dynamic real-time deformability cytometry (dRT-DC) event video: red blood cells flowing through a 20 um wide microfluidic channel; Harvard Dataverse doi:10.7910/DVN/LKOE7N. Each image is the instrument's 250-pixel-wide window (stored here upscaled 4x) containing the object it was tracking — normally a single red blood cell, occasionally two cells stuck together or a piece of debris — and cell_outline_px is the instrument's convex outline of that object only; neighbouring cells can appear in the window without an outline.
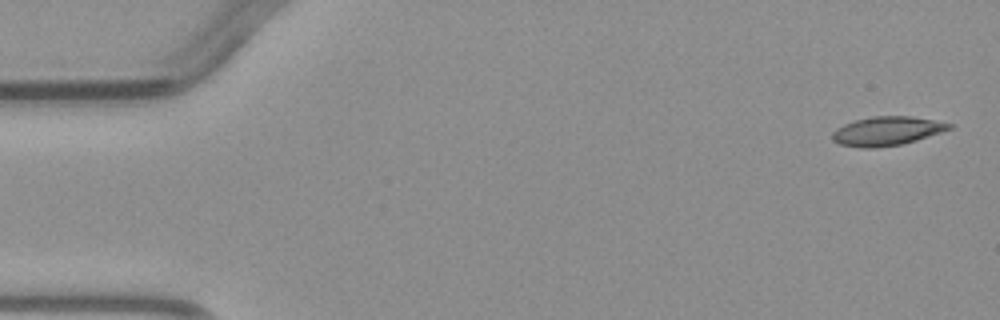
{"species": "common noctule bat (a hibernating species)", "species_latin": "Nyctalus noctula", "temperature_condition": "warm", "stored_images_in_passage": 4, "camera_frame_rate_fps": 3000, "um_per_image_px": 0.085, "animal": {"sex": "male", "body_mass_g": 23.1, "forearm_length_mm": 52.7}, "frame": {"image": 1, "passage_image": 1, "time_ms": 0.0, "image_size_px": [1000, 320], "cell_outline_px": [[956, 124], [952, 128], [916, 140], [900, 144], [872, 148], [860, 148], [840, 144], [832, 140], [832, 132], [836, 128], [844, 124], [856, 120], [872, 116], [912, 116]], "centroid_in_image_um": [75.38, 11.13], "position_along_channel_um": 9.6, "area_um2": 19.65}}
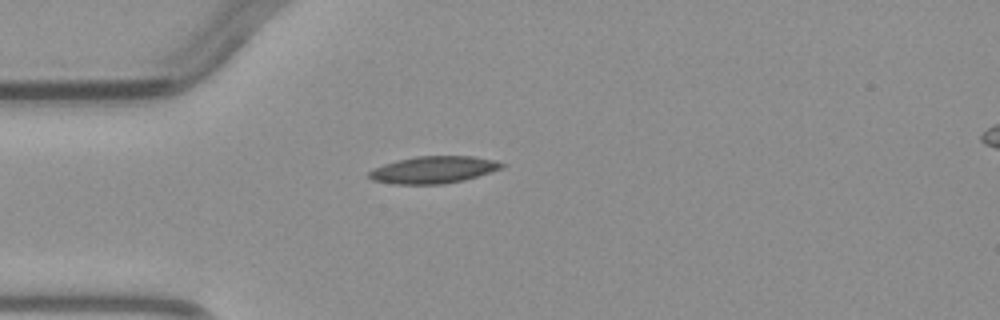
{"frame": {"image": 2, "passage_image": 4, "time_ms": 3.667, "image_size_px": [1000, 320], "cell_outline_px": [[504, 164], [500, 168], [464, 180], [444, 184], [392, 184], [372, 180], [368, 176], [368, 172], [372, 168], [396, 160], [416, 156], [472, 156], [496, 160]], "centroid_in_image_um": [36.77, 14.43], "position_along_channel_um": 48.2, "area_um2": 20.87}}